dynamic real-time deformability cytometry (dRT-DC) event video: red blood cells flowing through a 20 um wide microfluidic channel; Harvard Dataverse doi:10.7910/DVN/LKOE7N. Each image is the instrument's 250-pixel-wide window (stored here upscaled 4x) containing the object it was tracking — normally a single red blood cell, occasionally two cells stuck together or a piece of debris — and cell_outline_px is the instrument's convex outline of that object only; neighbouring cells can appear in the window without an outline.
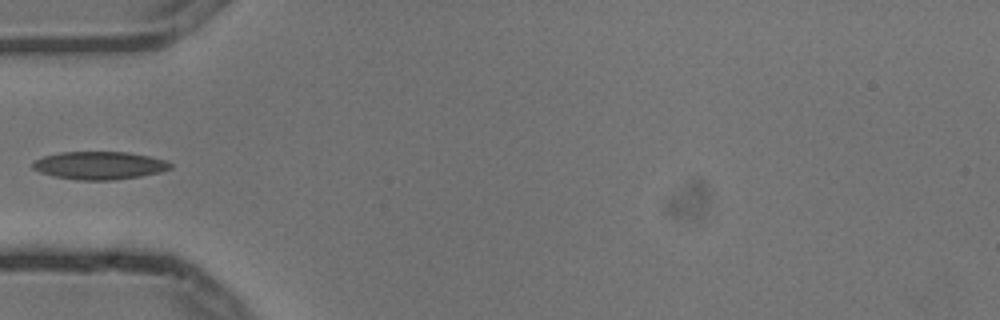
{"species": "common noctule bat (a hibernating species)", "species_latin": "Nyctalus noctula", "temperature_condition": "cold", "stored_images_in_passage": 7, "camera_frame_rate_fps": 3000, "um_per_image_px": 0.085, "animal": {"sex": "male", "body_mass_g": 13.3}, "frame": {"image": 1, "passage_image": 6, "time_ms": 1.667, "image_size_px": [1000, 320], "cell_outline_px": [[172, 168], [160, 172], [140, 176], [112, 180], [80, 180], [52, 176], [40, 172], [32, 168], [32, 164], [36, 160], [44, 156], [60, 152], [128, 152], [168, 160], [172, 164]], "centroid_in_image_um": [8.47, 14.06], "position_along_channel_um": 76.5, "area_um2": 22.37}}
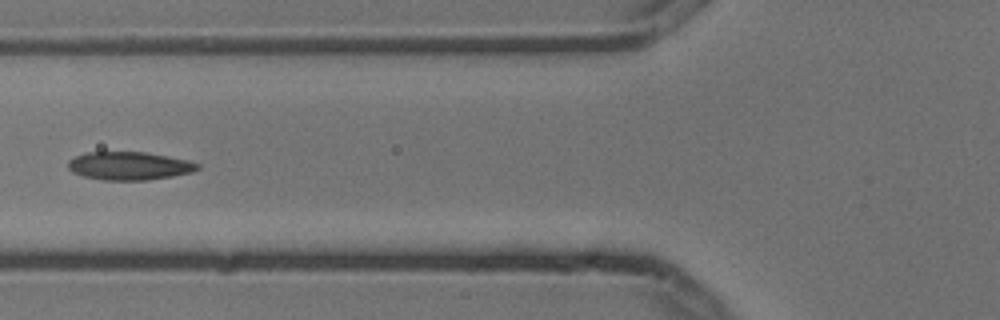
{"frame": {"image": 2, "passage_image": 7, "time_ms": 2.0, "image_size_px": [1000, 320], "cell_outline_px": [[200, 168], [192, 172], [172, 176], [148, 180], [104, 180], [84, 176], [72, 172], [68, 168], [68, 160], [76, 156], [88, 152], [144, 152], [168, 156], [188, 160], [200, 164]], "centroid_in_image_um": [11.0, 14.1], "position_along_channel_um": 114.8, "area_um2": 21.21}}